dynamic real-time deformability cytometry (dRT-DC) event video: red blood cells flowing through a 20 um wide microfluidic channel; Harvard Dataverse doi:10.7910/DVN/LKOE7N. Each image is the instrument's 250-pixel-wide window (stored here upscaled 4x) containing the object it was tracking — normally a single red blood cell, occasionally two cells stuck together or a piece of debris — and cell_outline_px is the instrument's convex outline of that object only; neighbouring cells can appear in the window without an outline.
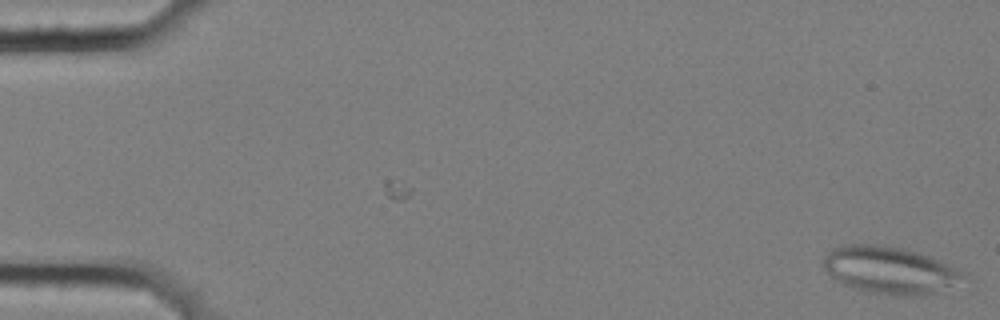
{"species": "common noctule bat (a hibernating species)", "species_latin": "Nyctalus noctula", "temperature_condition": "cold", "stored_images_in_passage": 2, "camera_frame_rate_fps": 3000, "um_per_image_px": 0.085, "animal": {"sex": "female", "body_mass_g": 25.1}, "frame": {"image": 1, "passage_image": 2, "time_ms": 0.333, "image_size_px": [1000, 320], "cell_outline_px": [[976, 280], [932, 292], [912, 296], [904, 296], [872, 292], [852, 288], [832, 280], [824, 268], [824, 256], [832, 248], [844, 244], [876, 244], [904, 248], [928, 256], [960, 268], [968, 272]], "centroid_in_image_um": [75.73, 22.96], "position_along_channel_um": 9.3, "area_um2": 39.36}}